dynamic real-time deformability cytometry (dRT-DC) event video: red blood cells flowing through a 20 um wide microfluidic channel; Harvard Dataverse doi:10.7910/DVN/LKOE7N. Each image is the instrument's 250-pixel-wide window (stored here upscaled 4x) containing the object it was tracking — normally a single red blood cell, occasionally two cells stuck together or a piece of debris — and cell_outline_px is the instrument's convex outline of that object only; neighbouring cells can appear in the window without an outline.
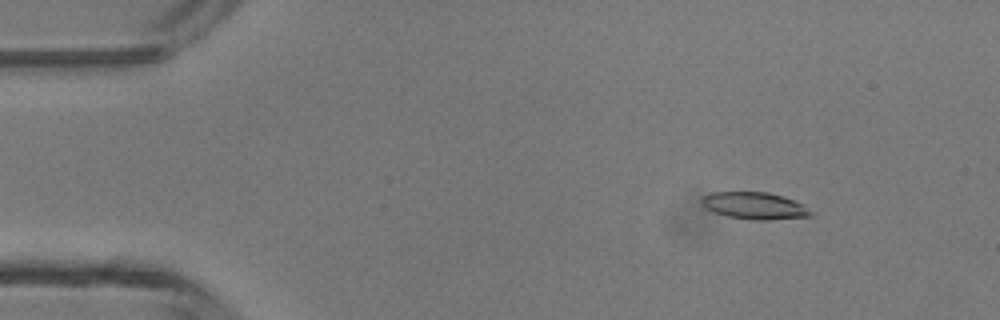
{"species": "common noctule bat (a hibernating species)", "species_latin": "Nyctalus noctula", "temperature_condition": "room temperature", "stored_images_in_passage": 15, "camera_frame_rate_fps": 3000, "um_per_image_px": 0.085, "animal": {"sex": "male", "body_mass_g": 13.3}, "frame": {"image": 1, "passage_image": 6, "time_ms": 1.667, "image_size_px": [1000, 320], "cell_outline_px": [[812, 216], [768, 220], [752, 220], [728, 216], [716, 212], [708, 208], [700, 200], [704, 196], [712, 192], [768, 192], [784, 196], [804, 204], [812, 212]], "centroid_in_image_um": [64.2, 17.48], "position_along_channel_um": 20.8, "area_um2": 17.05}}